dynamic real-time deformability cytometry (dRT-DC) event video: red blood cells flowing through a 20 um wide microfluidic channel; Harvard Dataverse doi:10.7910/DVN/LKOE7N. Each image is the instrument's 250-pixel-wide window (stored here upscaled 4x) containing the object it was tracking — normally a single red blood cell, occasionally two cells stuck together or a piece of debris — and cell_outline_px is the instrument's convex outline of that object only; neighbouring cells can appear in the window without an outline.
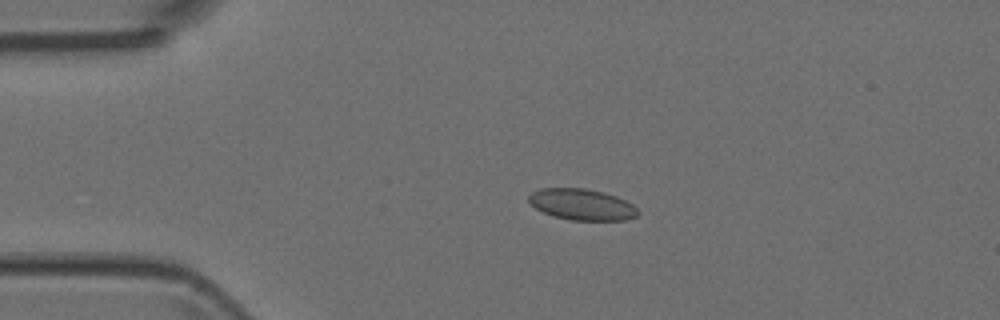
{"species": "Egyptian fruit bat (a non-hibernating species)", "species_latin": "Rousettus aegyptiacus", "temperature_condition": "room temperature", "stored_images_in_passage": 3, "camera_frame_rate_fps": 3000, "um_per_image_px": 0.085, "animal": {"sex": "female"}, "frame": {"image": 1, "passage_image": 2, "time_ms": 0.333, "image_size_px": [1000, 320], "cell_outline_px": [[640, 212], [636, 216], [624, 220], [572, 220], [556, 216], [544, 212], [536, 208], [528, 200], [528, 196], [532, 192], [540, 188], [584, 188], [604, 192], [616, 196], [632, 204]], "centroid_in_image_um": [49.47, 17.37], "position_along_channel_um": 35.5, "area_um2": 19.65}}